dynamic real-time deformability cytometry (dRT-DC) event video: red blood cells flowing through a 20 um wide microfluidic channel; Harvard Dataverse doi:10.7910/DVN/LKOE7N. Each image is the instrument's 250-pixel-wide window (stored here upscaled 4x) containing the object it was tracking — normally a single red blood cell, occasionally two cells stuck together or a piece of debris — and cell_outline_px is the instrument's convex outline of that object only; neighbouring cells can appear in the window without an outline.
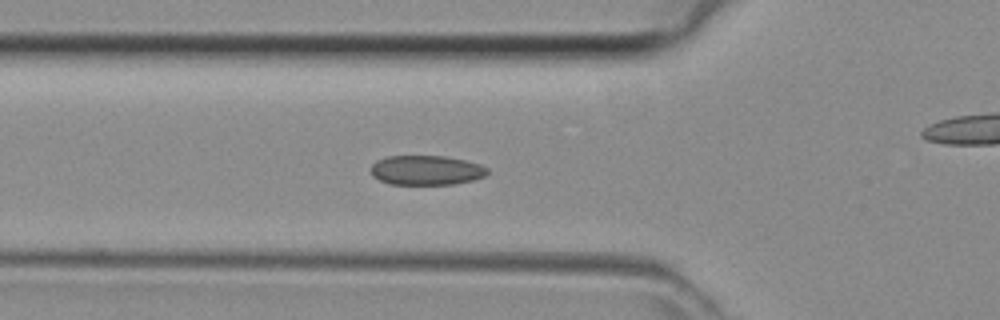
{"species": "common noctule bat (a hibernating species)", "species_latin": "Nyctalus noctula", "temperature_condition": "room temperature", "stored_images_in_passage": 39, "camera_frame_rate_fps": 3000, "um_per_image_px": 0.085, "animal": {"sex": "female", "body_mass_g": 29.2, "forearm_length_mm": 56.3}, "frame": {"image": 1, "passage_image": 9, "time_ms": 2.667, "image_size_px": [1000, 320], "cell_outline_px": [[488, 172], [484, 176], [472, 180], [452, 184], [388, 184], [372, 176], [372, 164], [376, 160], [388, 156], [444, 156], [464, 160], [480, 164], [488, 168]], "centroid_in_image_um": [36.22, 14.46], "position_along_channel_um": 89.6, "area_um2": 20.0}}
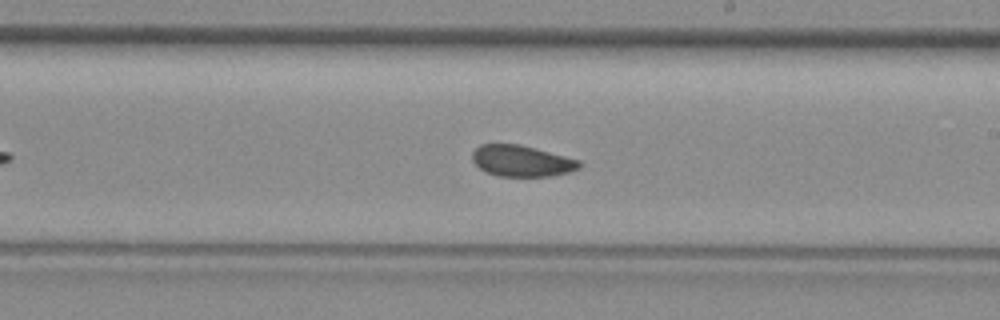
{"frame": {"image": 2, "passage_image": 19, "time_ms": 6.0, "image_size_px": [1000, 320], "cell_outline_px": [[584, 164], [580, 168], [568, 172], [552, 176], [496, 176], [484, 172], [472, 160], [472, 152], [480, 144], [520, 144], [580, 160]], "centroid_in_image_um": [44.34, 13.68], "position_along_channel_um": 244.7, "area_um2": 19.59}}
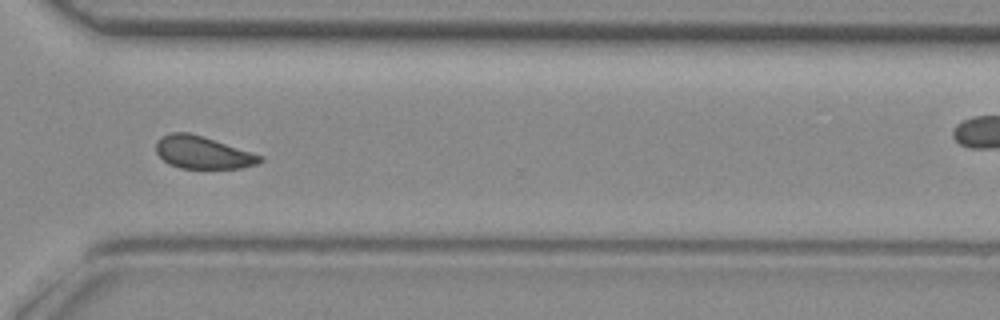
{"frame": {"image": 3, "passage_image": 26, "time_ms": 8.333, "image_size_px": [1000, 320], "cell_outline_px": [[264, 160], [256, 164], [240, 168], [180, 168], [168, 164], [156, 152], [156, 140], [160, 136], [172, 132], [188, 132], [204, 136], [264, 156]], "centroid_in_image_um": [17.22, 12.95], "position_along_channel_um": 353.4, "area_um2": 19.83}}